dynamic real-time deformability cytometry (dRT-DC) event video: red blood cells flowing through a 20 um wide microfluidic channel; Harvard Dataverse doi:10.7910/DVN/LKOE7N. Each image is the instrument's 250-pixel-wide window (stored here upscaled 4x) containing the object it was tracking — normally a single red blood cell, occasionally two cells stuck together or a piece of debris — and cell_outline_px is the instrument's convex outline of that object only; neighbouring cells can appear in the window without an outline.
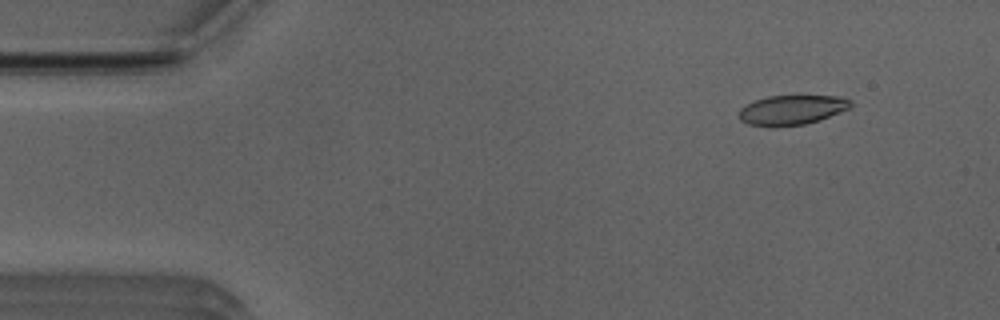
{"species": "Egyptian fruit bat (a non-hibernating species)", "species_latin": "Rousettus aegyptiacus", "temperature_condition": "room temperature", "stored_images_in_passage": 47, "camera_frame_rate_fps": 3000, "um_per_image_px": 0.085, "animal": {"sex": "male"}, "frame": {"image": 1, "passage_image": 1, "time_ms": 0.0, "image_size_px": [1000, 320], "cell_outline_px": [[852, 104], [848, 108], [820, 120], [804, 124], [748, 124], [740, 120], [740, 108], [756, 100], [768, 96], [844, 96], [852, 100]], "centroid_in_image_um": [67.37, 9.3], "position_along_channel_um": 17.6, "area_um2": 18.55}}
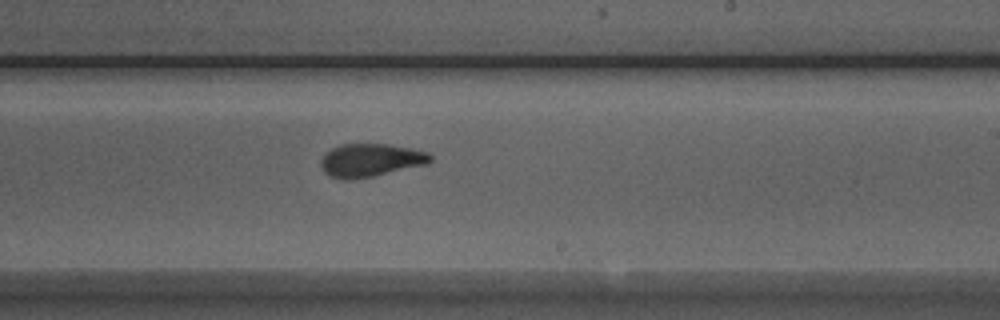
{"frame": {"image": 2, "passage_image": 26, "time_ms": 8.333, "image_size_px": [1000, 320], "cell_outline_px": [[432, 160], [428, 164], [372, 176], [348, 180], [332, 176], [324, 172], [320, 164], [320, 160], [332, 148], [340, 144], [388, 144], [412, 148], [428, 152], [432, 156]], "centroid_in_image_um": [31.53, 13.6], "position_along_channel_um": 257.5, "area_um2": 20.98}}
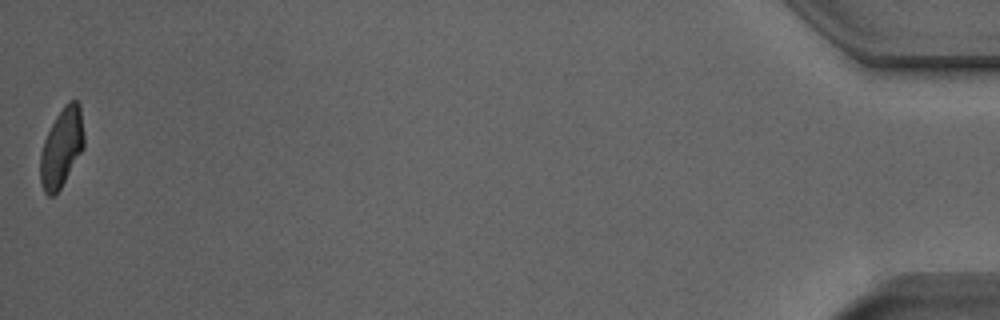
{"frame": {"image": 3, "passage_image": 47, "time_ms": 15.333, "image_size_px": [1000, 320], "cell_outline_px": [[84, 148], [60, 188], [52, 196], [48, 196], [44, 192], [40, 180], [40, 156], [44, 140], [56, 116], [64, 104], [68, 100], [76, 100], [80, 104], [84, 136]], "centroid_in_image_um": [5.24, 12.52], "position_along_channel_um": 430.0, "area_um2": 20.0}, "authors_computed_cell_mechanics": {"area_um2": 20.9236, "velocity_mm_per_s": 3.9546, "shape_relaxation_time_tau1_ms": 5.2255, "shape_relaxation_time_tau2_ms": 1.0518, "deformation_change_tau1": 0.1797, "deformation_change_tau2": 0.0635}}